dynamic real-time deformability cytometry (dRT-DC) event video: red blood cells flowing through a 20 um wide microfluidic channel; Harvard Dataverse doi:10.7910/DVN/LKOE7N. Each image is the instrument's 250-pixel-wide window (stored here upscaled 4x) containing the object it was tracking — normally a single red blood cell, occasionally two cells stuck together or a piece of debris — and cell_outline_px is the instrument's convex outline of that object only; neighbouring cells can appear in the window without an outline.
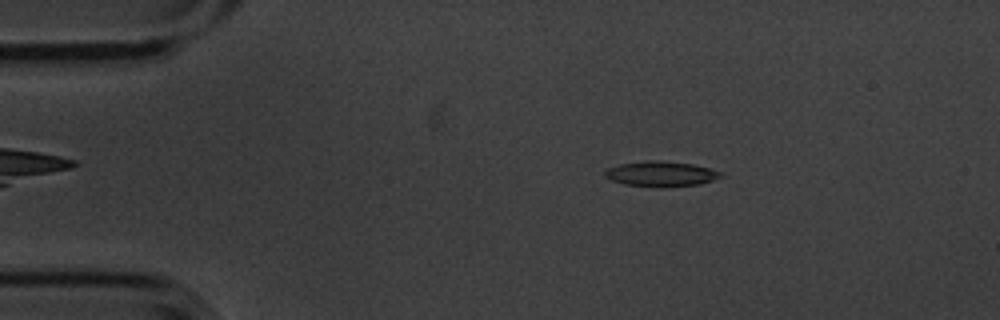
{"species": "common noctule bat (a hibernating species)", "species_latin": "Nyctalus noctula", "temperature_condition": "cold", "stored_images_in_passage": 5, "camera_frame_rate_fps": 3000, "um_per_image_px": 0.085, "animal": {"sex": "male", "body_mass_g": 20.1, "forearm_length_mm": 53.5}, "frame": {"image": 1, "passage_image": 2, "time_ms": 0.333, "image_size_px": [1000, 320], "cell_outline_px": [[724, 176], [700, 184], [660, 188], [624, 184], [612, 180], [604, 176], [604, 172], [608, 168], [620, 164], [648, 160], [660, 160], [692, 164], [712, 168], [724, 172]], "centroid_in_image_um": [56.23, 14.78], "position_along_channel_um": 28.8, "area_um2": 17.28}}
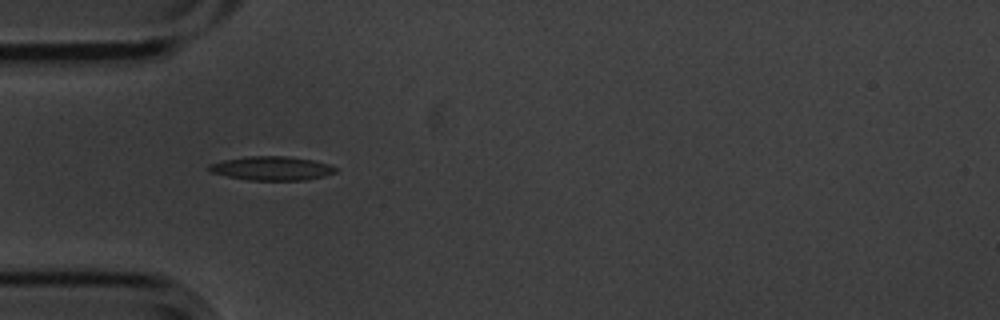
{"frame": {"image": 2, "passage_image": 4, "time_ms": 1.0, "image_size_px": [1000, 320], "cell_outline_px": [[340, 168], [336, 172], [324, 176], [308, 180], [248, 180], [208, 172], [208, 164], [224, 160], [248, 156], [288, 156], [312, 160], [328, 164]], "centroid_in_image_um": [23.11, 14.31], "position_along_channel_um": 61.9, "area_um2": 17.74}}
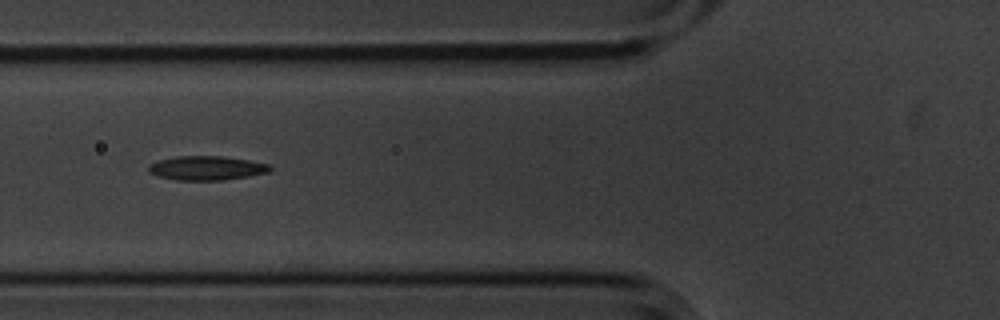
{"frame": {"image": 3, "passage_image": 5, "time_ms": 1.333, "image_size_px": [1000, 320], "cell_outline_px": [[272, 168], [268, 172], [248, 176], [224, 180], [176, 180], [160, 176], [148, 172], [148, 164], [160, 160], [176, 156], [220, 156], [248, 160], [272, 164]], "centroid_in_image_um": [17.57, 14.28], "position_along_channel_um": 108.2, "area_um2": 17.05}}